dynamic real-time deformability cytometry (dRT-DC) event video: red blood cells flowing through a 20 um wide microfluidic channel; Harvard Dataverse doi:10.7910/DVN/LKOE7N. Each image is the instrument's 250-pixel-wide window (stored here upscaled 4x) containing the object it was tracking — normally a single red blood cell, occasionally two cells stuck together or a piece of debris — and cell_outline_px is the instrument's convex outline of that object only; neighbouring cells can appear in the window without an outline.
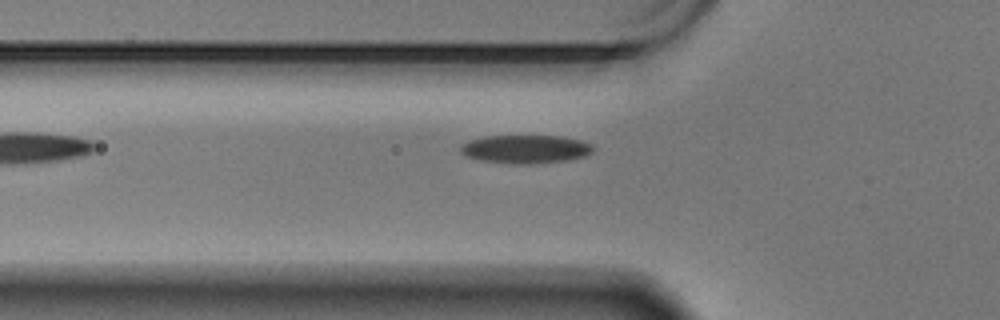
{"species": "Egyptian fruit bat (a non-hibernating species)", "species_latin": "Rousettus aegyptiacus", "temperature_condition": "warm", "stored_images_in_passage": 19, "camera_frame_rate_fps": 3000, "um_per_image_px": 0.085, "animal": {"sex": "male"}, "frame": {"image": 1, "passage_image": 4, "time_ms": 1.0, "image_size_px": [1000, 320], "cell_outline_px": [[592, 152], [584, 156], [564, 160], [532, 164], [520, 164], [480, 160], [464, 156], [460, 152], [460, 144], [468, 140], [484, 136], [560, 136], [580, 140], [592, 144]], "centroid_in_image_um": [44.6, 12.66], "position_along_channel_um": 81.2, "area_um2": 21.85}}
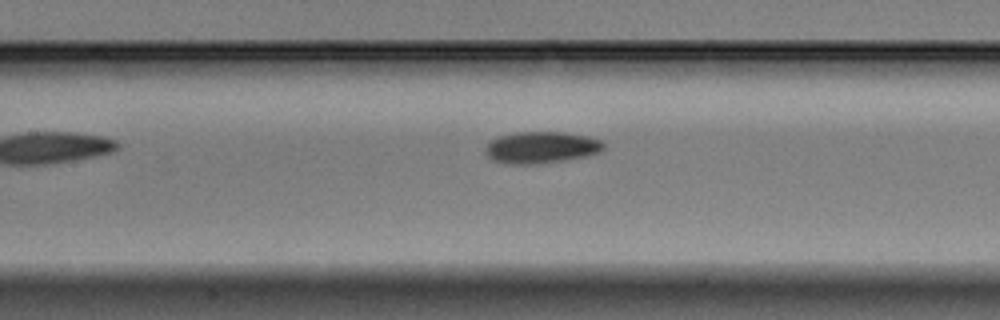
{"frame": {"image": 2, "passage_image": 11, "time_ms": 3.333, "image_size_px": [1000, 320], "cell_outline_px": [[604, 148], [600, 152], [588, 156], [564, 160], [536, 164], [504, 164], [492, 160], [484, 152], [484, 148], [492, 140], [500, 136], [516, 132], [564, 132], [588, 136], [600, 140], [604, 144]], "centroid_in_image_um": [46.0, 12.54], "position_along_channel_um": 161.4, "area_um2": 21.96}}
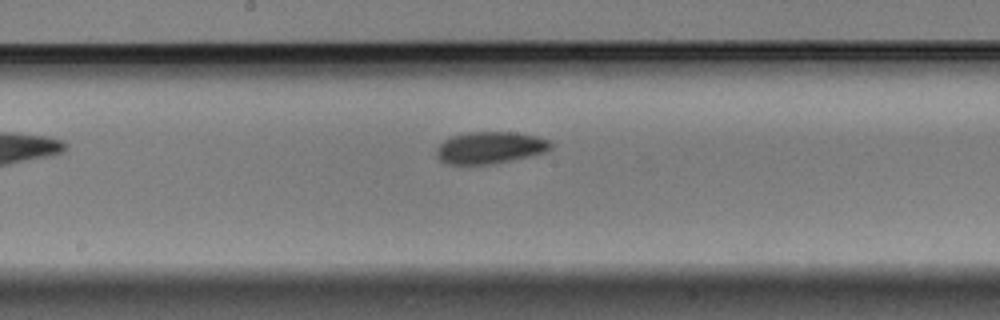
{"frame": {"image": 3, "passage_image": 15, "time_ms": 4.667, "image_size_px": [1000, 320], "cell_outline_px": [[552, 148], [544, 152], [528, 156], [492, 164], [448, 164], [440, 160], [436, 156], [436, 148], [444, 140], [452, 136], [468, 132], [516, 132], [536, 136], [548, 140], [552, 144]], "centroid_in_image_um": [41.63, 12.54], "position_along_channel_um": 206.6, "area_um2": 21.15}}